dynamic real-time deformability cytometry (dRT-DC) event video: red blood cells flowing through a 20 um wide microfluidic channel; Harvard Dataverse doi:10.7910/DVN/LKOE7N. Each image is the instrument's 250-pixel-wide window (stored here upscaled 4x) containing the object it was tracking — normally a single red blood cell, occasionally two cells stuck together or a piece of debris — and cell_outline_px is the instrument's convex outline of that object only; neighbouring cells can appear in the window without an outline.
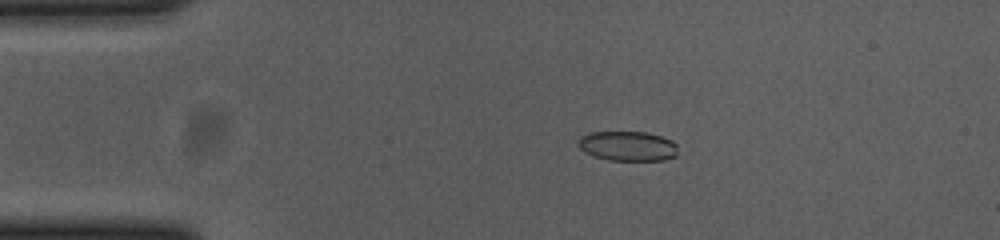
{"species": "common noctule bat (a hibernating species)", "species_latin": "Nyctalus noctula", "temperature_condition": "cold", "stored_images_in_passage": 54, "camera_frame_rate_fps": 3000, "um_per_image_px": 0.085, "animal": {"sex": "female", "body_mass_g": 23.0, "forearm_length_mm": 53.4}, "frame": {"image": 1, "passage_image": 10, "time_ms": 3.0, "image_size_px": [1000, 240], "cell_outline_px": [[676, 156], [664, 160], [608, 160], [592, 156], [584, 152], [576, 144], [580, 136], [592, 132], [644, 132], [660, 136], [672, 140], [676, 144]], "centroid_in_image_um": [53.31, 12.42], "position_along_channel_um": 31.7, "area_um2": 17.34}}
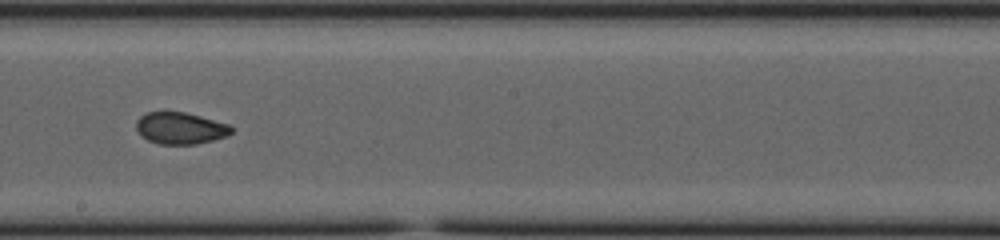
{"frame": {"image": 2, "passage_image": 30, "time_ms": 9.667, "image_size_px": [1000, 240], "cell_outline_px": [[232, 132], [228, 136], [196, 144], [160, 144], [148, 140], [140, 136], [136, 128], [136, 120], [140, 116], [148, 112], [184, 112], [200, 116], [228, 124], [232, 128]], "centroid_in_image_um": [15.31, 10.9], "position_along_channel_um": 232.9, "area_um2": 17.57}}
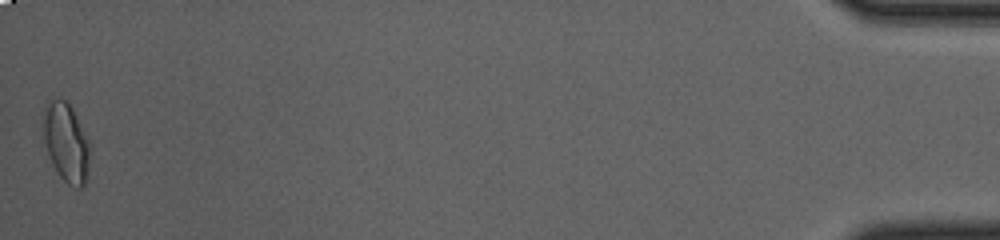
{"frame": {"image": 3, "passage_image": 54, "time_ms": 17.667, "image_size_px": [1000, 240], "cell_outline_px": [[88, 176], [84, 184], [80, 188], [76, 188], [68, 184], [60, 176], [52, 164], [44, 140], [44, 116], [48, 104], [52, 100], [64, 100], [72, 108], [88, 140]], "centroid_in_image_um": [5.64, 12.17], "position_along_channel_um": 429.6, "area_um2": 20.63}, "authors_computed_cell_mechanics": {"area_um2": 18.1781, "velocity_mm_per_s": 3.7002, "shape_relaxation_time_tau1_ms": null, "shape_relaxation_time_tau2_ms": 1.478, "deformation_change_tau1": null, "deformation_change_tau2": 0.0539}}